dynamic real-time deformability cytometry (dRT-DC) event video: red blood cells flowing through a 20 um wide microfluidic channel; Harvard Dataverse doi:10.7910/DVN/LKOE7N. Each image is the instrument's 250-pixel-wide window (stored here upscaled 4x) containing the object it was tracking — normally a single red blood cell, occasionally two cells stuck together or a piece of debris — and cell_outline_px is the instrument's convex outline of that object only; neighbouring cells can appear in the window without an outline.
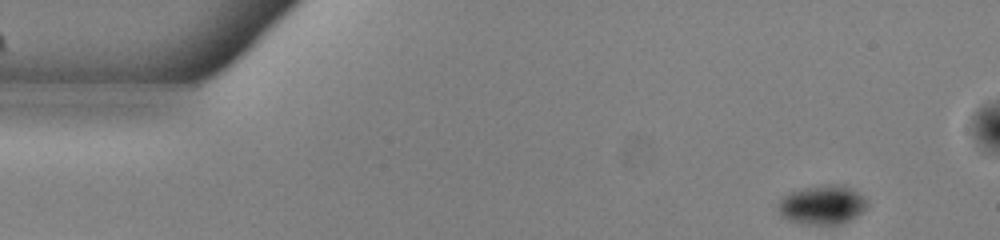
{"species": "common noctule bat (a hibernating species)", "species_latin": "Nyctalus noctula", "temperature_condition": "warm", "stored_images_in_passage": 50, "camera_frame_rate_fps": 3000, "um_per_image_px": 0.085, "animal": {"sex": "male", "body_mass_g": 13.0, "forearm_length_mm": 53.1}, "frame": {"image": 1, "passage_image": 1, "time_ms": 0.0, "image_size_px": [1000, 240], "cell_outline_px": [[868, 208], [844, 224], [800, 224], [784, 220], [780, 216], [776, 208], [776, 204], [780, 196], [804, 188], [828, 184], [844, 184], [852, 188], [864, 196], [868, 200]], "centroid_in_image_um": [69.87, 17.42], "position_along_channel_um": 15.1, "area_um2": 21.04}}
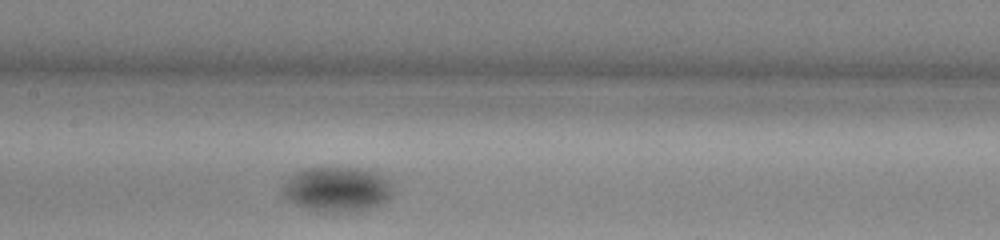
{"frame": {"image": 2, "passage_image": 22, "time_ms": 7.0, "image_size_px": [1000, 240], "cell_outline_px": [[396, 192], [388, 200], [372, 208], [336, 212], [308, 208], [296, 204], [280, 188], [288, 176], [308, 168], [356, 168], [380, 172], [388, 176]], "centroid_in_image_um": [28.76, 16.05], "position_along_channel_um": 178.6, "area_um2": 28.73}}
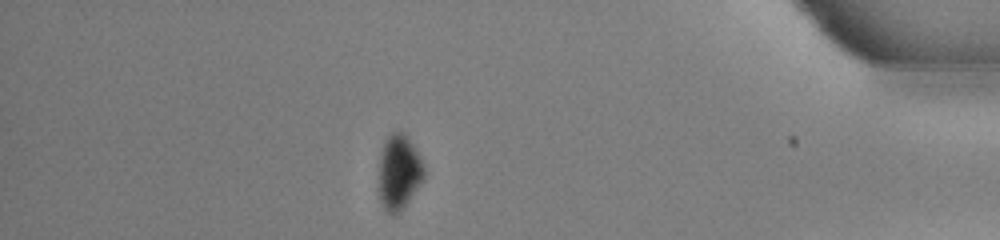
{"frame": {"image": 3, "passage_image": 43, "time_ms": 14.0, "image_size_px": [1000, 240], "cell_outline_px": [[424, 176], [408, 200], [392, 216], [384, 208], [380, 200], [380, 152], [384, 140], [392, 132], [404, 132], [420, 156], [424, 168]], "centroid_in_image_um": [33.89, 14.57], "position_along_channel_um": 401.3, "area_um2": 19.07}}